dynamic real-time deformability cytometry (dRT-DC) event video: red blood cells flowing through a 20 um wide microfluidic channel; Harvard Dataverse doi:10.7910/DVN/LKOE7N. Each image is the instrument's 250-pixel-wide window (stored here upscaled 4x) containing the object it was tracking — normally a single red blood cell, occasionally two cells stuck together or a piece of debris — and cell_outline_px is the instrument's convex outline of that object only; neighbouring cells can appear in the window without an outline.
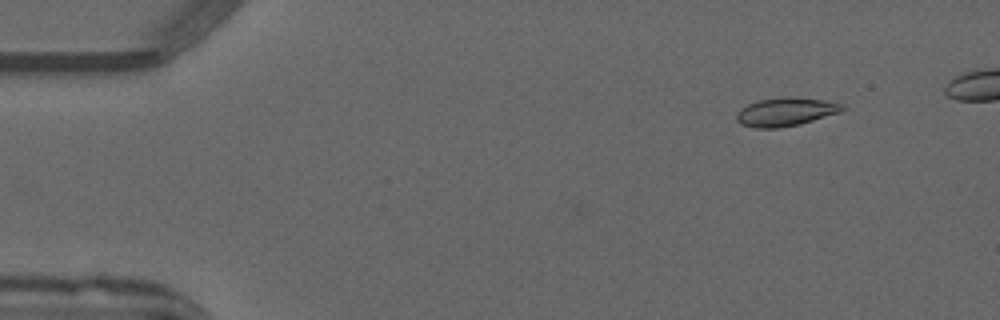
{"species": "common noctule bat (a hibernating species)", "species_latin": "Nyctalus noctula", "temperature_condition": "warm", "stored_images_in_passage": 45, "camera_frame_rate_fps": 3000, "um_per_image_px": 0.085, "animal": {"sex": "male", "forearm_length_mm": 52.5}, "frame": {"image": 1, "passage_image": 3, "time_ms": 0.667, "image_size_px": [1000, 320], "cell_outline_px": [[844, 108], [840, 112], [800, 124], [776, 128], [756, 128], [740, 124], [736, 120], [736, 112], [740, 108], [748, 104], [760, 100], [792, 96], [824, 100], [844, 104]], "centroid_in_image_um": [66.76, 9.51], "position_along_channel_um": 18.2, "area_um2": 17.51}}
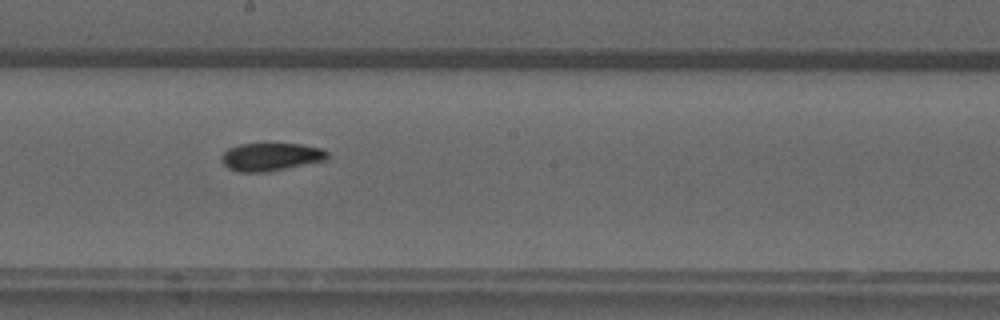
{"frame": {"image": 2, "passage_image": 26, "time_ms": 8.333, "image_size_px": [1000, 320], "cell_outline_px": [[328, 156], [324, 160], [268, 172], [240, 172], [228, 168], [220, 160], [220, 156], [228, 148], [240, 144], [300, 144], [320, 148], [328, 152]], "centroid_in_image_um": [22.97, 13.33], "position_along_channel_um": 225.2, "area_um2": 17.11}}
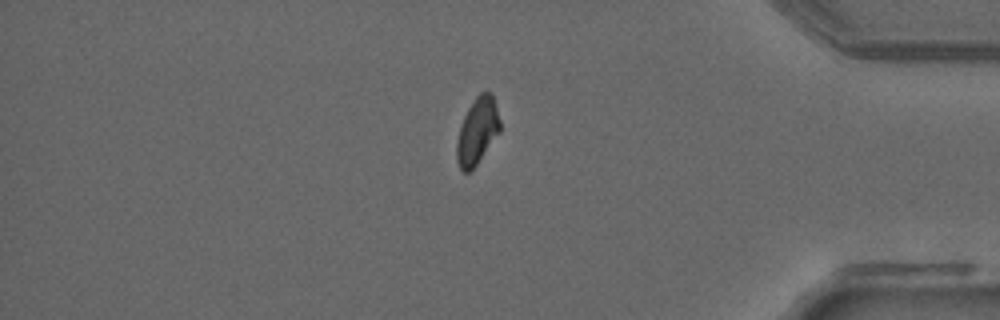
{"frame": {"image": 3, "passage_image": 41, "time_ms": 13.333, "image_size_px": [1000, 320], "cell_outline_px": [[500, 132], [476, 164], [468, 172], [464, 172], [460, 168], [456, 160], [456, 144], [460, 128], [464, 116], [468, 108], [476, 96], [480, 92], [492, 92], [500, 120]], "centroid_in_image_um": [40.57, 11.12], "position_along_channel_um": 394.6, "area_um2": 16.59}, "authors_computed_cell_mechanics": {"area_um2": 17.3978, "velocity_mm_per_s": 3.986, "shape_relaxation_time_tau1_ms": null, "shape_relaxation_time_tau2_ms": 3.5126, "deformation_change_tau1": null, "deformation_change_tau2": 0.0787}}